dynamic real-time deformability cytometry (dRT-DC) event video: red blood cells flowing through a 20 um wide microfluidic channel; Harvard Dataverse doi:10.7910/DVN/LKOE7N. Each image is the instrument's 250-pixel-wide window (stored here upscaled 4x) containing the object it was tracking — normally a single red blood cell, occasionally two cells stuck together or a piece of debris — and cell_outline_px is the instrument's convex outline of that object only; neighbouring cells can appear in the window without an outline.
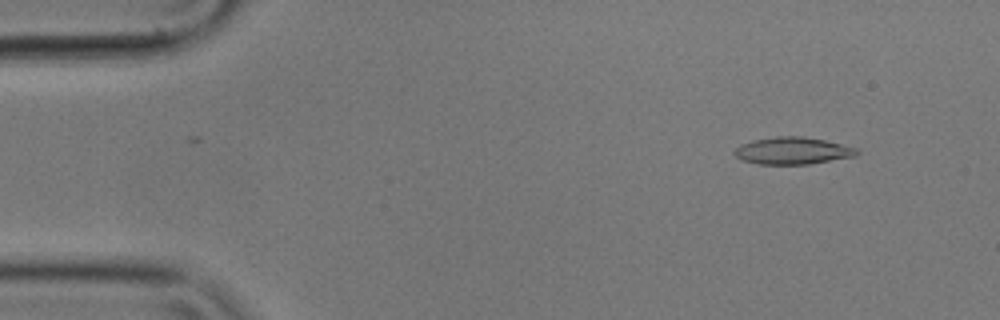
{"species": "common noctule bat (a hibernating species)", "species_latin": "Nyctalus noctula", "temperature_condition": "cold", "stored_images_in_passage": 54, "camera_frame_rate_fps": 3000, "um_per_image_px": 0.085, "animal": {"sex": "male", "body_mass_g": 17.9}, "frame": {"image": 1, "passage_image": 4, "time_ms": 1.0, "image_size_px": [1000, 320], "cell_outline_px": [[860, 152], [856, 156], [808, 164], [760, 164], [740, 160], [732, 152], [740, 144], [752, 140], [776, 136], [800, 136], [824, 140], [860, 148]], "centroid_in_image_um": [67.38, 12.81], "position_along_channel_um": 17.6, "area_um2": 19.48}}
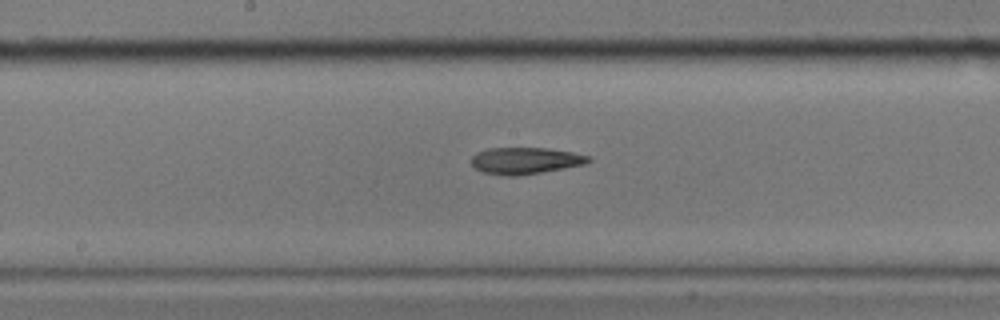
{"frame": {"image": 2, "passage_image": 27, "time_ms": 8.667, "image_size_px": [1000, 320], "cell_outline_px": [[592, 160], [584, 164], [564, 168], [516, 176], [508, 176], [484, 172], [476, 168], [472, 164], [472, 156], [476, 152], [488, 148], [544, 148], [572, 152], [592, 156]], "centroid_in_image_um": [44.66, 13.65], "position_along_channel_um": 203.5, "area_um2": 18.03}}
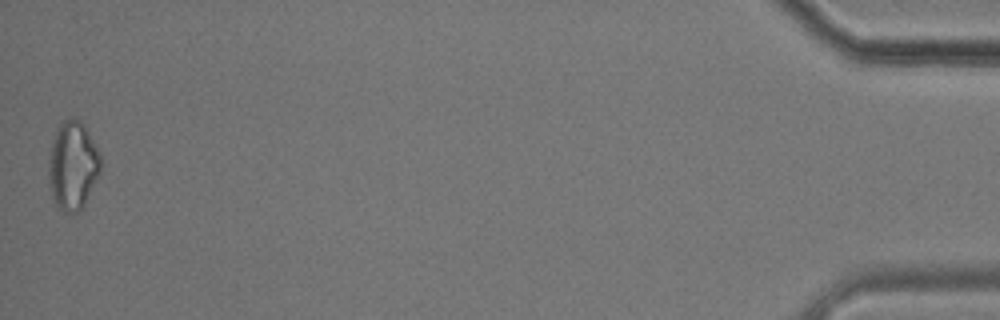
{"frame": {"image": 3, "passage_image": 54, "time_ms": 17.667, "image_size_px": [1000, 320], "cell_outline_px": [[100, 176], [84, 204], [76, 212], [64, 212], [56, 208], [52, 200], [48, 184], [48, 152], [56, 128], [60, 120], [72, 116], [80, 120], [96, 144], [100, 152]], "centroid_in_image_um": [6.15, 14.05], "position_along_channel_um": 429.1, "area_um2": 27.69}}